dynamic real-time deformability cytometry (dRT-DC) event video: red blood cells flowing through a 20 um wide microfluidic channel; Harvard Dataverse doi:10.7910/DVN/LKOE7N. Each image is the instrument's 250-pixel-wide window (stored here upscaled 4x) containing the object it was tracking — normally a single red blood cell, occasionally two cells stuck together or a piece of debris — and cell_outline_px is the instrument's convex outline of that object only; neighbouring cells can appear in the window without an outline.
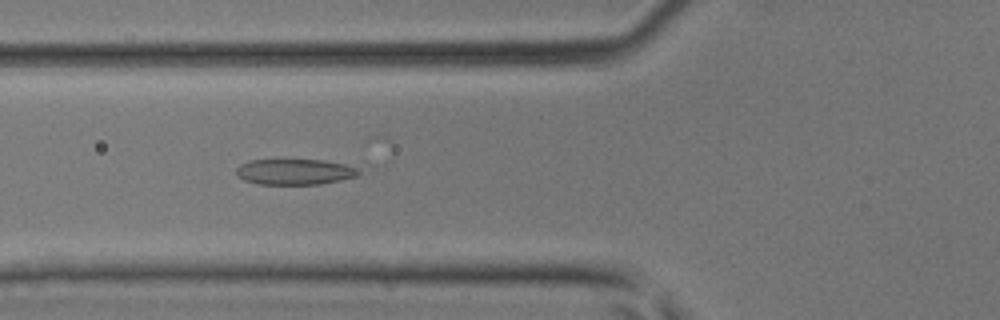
{"species": "common noctule bat (a hibernating species)", "species_latin": "Nyctalus noctula", "temperature_condition": "room temperature", "stored_images_in_passage": 35, "camera_frame_rate_fps": 3000, "um_per_image_px": 0.085, "animal": {"sex": "male", "body_mass_g": 17.9, "forearm_length_mm": 54.2}, "frame": {"image": 1, "passage_image": 8, "time_ms": 2.333, "image_size_px": [1000, 320], "cell_outline_px": [[360, 172], [356, 176], [340, 180], [320, 184], [256, 184], [244, 180], [236, 172], [236, 168], [240, 164], [248, 160], [324, 160], [344, 164], [356, 168]], "centroid_in_image_um": [25.02, 14.6], "position_along_channel_um": 100.8, "area_um2": 18.21}}
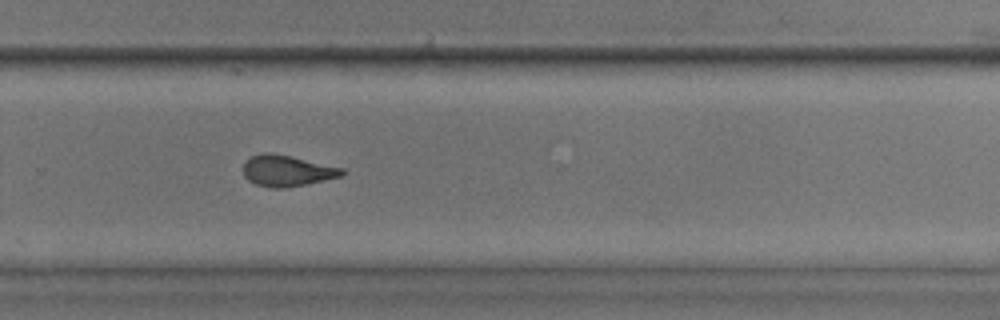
{"frame": {"image": 2, "passage_image": 21, "time_ms": 6.667, "image_size_px": [1000, 320], "cell_outline_px": [[344, 172], [340, 176], [324, 180], [284, 188], [272, 188], [256, 184], [248, 180], [244, 176], [244, 164], [252, 156], [260, 152], [268, 152], [288, 156], [344, 168]], "centroid_in_image_um": [24.36, 14.51], "position_along_channel_um": 305.4, "area_um2": 17.51}}
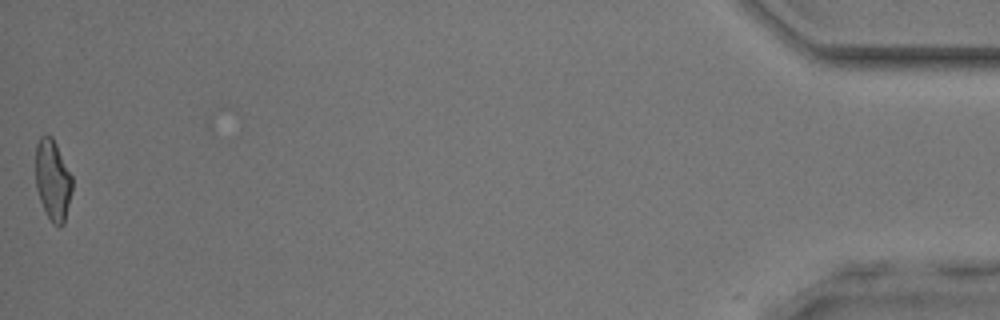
{"frame": {"image": 3, "passage_image": 35, "time_ms": 11.333, "image_size_px": [1000, 320], "cell_outline_px": [[72, 192], [64, 224], [60, 228], [48, 216], [40, 200], [36, 188], [36, 144], [40, 136], [52, 136], [72, 176]], "centroid_in_image_um": [4.49, 15.3], "position_along_channel_um": 430.7, "area_um2": 17.05}}